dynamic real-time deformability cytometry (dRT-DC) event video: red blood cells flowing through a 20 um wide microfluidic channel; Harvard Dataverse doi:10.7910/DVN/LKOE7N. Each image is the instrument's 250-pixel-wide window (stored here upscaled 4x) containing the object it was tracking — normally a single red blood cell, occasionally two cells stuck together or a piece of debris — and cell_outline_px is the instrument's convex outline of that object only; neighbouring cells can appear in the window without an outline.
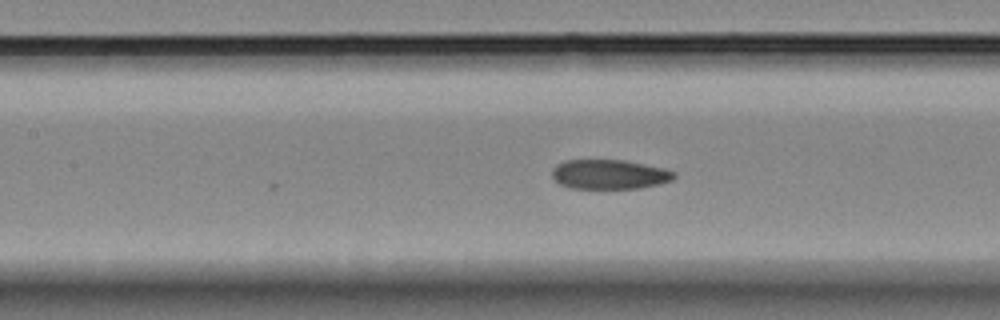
{"species": "Egyptian fruit bat (a non-hibernating species)", "species_latin": "Rousettus aegyptiacus", "temperature_condition": "room temperature", "stored_images_in_passage": 11, "camera_frame_rate_fps": 3000, "um_per_image_px": 0.085, "animal": {"sex": "female"}, "frame": {"image": 1, "passage_image": 11, "time_ms": 3.333, "image_size_px": [1000, 320], "cell_outline_px": [[676, 176], [672, 180], [660, 184], [640, 188], [568, 188], [560, 184], [552, 176], [552, 168], [556, 164], [564, 160], [624, 160], [664, 168], [676, 172]], "centroid_in_image_um": [51.8, 14.82], "position_along_channel_um": 155.6, "area_um2": 21.1}}